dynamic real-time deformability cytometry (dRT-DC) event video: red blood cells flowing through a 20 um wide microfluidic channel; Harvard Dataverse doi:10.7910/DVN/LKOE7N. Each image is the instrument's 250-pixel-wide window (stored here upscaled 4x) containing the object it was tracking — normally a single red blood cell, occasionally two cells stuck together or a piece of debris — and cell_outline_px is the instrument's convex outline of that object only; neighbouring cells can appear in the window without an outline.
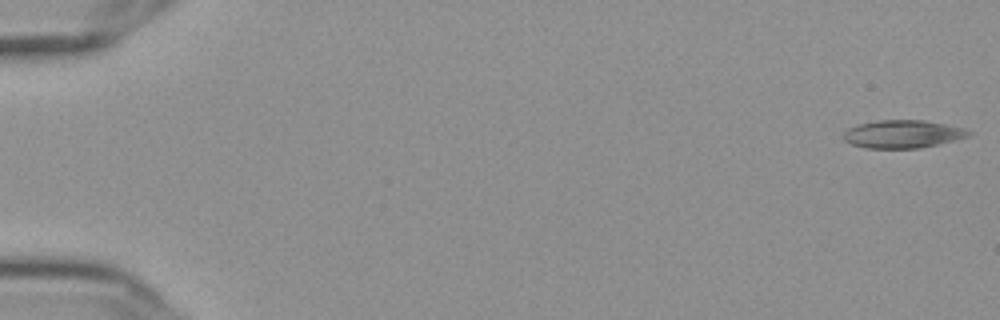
{"species": "Egyptian fruit bat (a non-hibernating species)", "species_latin": "Rousettus aegyptiacus", "temperature_condition": "cold", "stored_images_in_passage": 13, "camera_frame_rate_fps": 3000, "um_per_image_px": 0.085, "frame": {"image": 1, "passage_image": 1, "time_ms": 0.0, "image_size_px": [1000, 320], "cell_outline_px": [[972, 132], [968, 136], [920, 148], [864, 148], [852, 144], [844, 140], [844, 132], [848, 128], [856, 124], [876, 120], [924, 120], [964, 128]], "centroid_in_image_um": [76.67, 11.38], "position_along_channel_um": 8.3, "area_um2": 20.23}}